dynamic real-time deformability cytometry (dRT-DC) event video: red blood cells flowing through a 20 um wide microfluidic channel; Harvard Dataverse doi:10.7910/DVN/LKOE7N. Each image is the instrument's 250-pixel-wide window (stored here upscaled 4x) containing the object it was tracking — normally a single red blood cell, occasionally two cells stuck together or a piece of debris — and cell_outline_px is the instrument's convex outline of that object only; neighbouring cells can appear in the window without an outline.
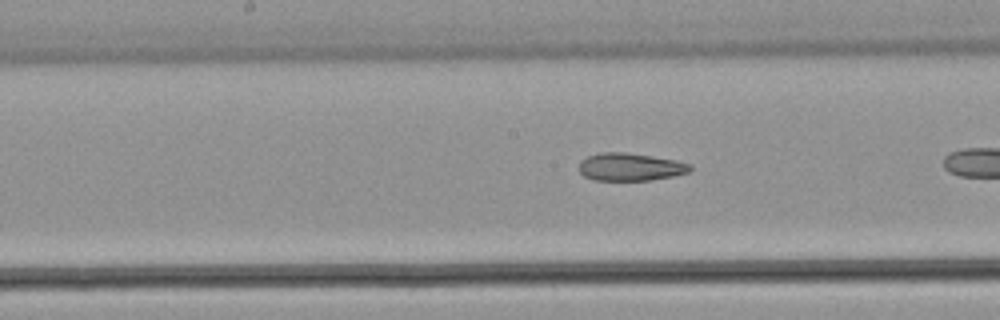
{"species": "common noctule bat (a hibernating species)", "species_latin": "Nyctalus noctula", "temperature_condition": "warm", "stored_images_in_passage": 19, "camera_frame_rate_fps": 3000, "um_per_image_px": 0.085, "animal": {"sex": "male", "body_mass_g": 21.5, "forearm_length_mm": 52.0}, "frame": {"image": 1, "passage_image": 11, "time_ms": 3.333, "image_size_px": [1000, 320], "cell_outline_px": [[692, 168], [688, 172], [672, 176], [648, 180], [592, 180], [584, 176], [580, 172], [580, 160], [588, 156], [600, 152], [624, 152], [652, 156], [676, 160], [692, 164]], "centroid_in_image_um": [53.56, 14.18], "position_along_channel_um": 194.6, "area_um2": 17.92}}